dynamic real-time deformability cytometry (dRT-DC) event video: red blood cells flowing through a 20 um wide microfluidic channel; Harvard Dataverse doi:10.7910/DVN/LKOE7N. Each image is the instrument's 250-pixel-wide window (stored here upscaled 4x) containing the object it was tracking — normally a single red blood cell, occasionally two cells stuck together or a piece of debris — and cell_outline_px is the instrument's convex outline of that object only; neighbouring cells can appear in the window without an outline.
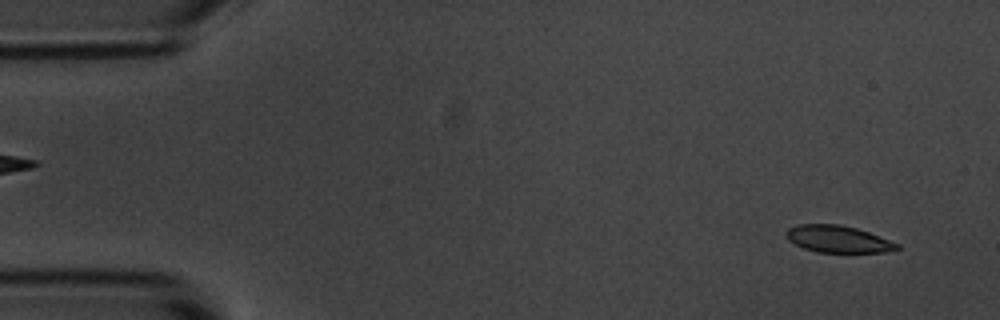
{"species": "common noctule bat (a hibernating species)", "species_latin": "Nyctalus noctula", "temperature_condition": "room temperature", "stored_images_in_passage": 5, "camera_frame_rate_fps": 3000, "um_per_image_px": 0.085, "animal": {"sex": "male", "body_mass_g": 20.1, "forearm_length_mm": 53.5}, "frame": {"image": 1, "passage_image": 5, "time_ms": 5.0, "image_size_px": [1000, 320], "cell_outline_px": [[900, 248], [884, 252], [816, 252], [804, 248], [788, 240], [784, 232], [788, 228], [796, 224], [840, 224], [856, 228], [880, 236], [900, 244]], "centroid_in_image_um": [71.21, 20.31], "position_along_channel_um": 13.8, "area_um2": 17.46}}